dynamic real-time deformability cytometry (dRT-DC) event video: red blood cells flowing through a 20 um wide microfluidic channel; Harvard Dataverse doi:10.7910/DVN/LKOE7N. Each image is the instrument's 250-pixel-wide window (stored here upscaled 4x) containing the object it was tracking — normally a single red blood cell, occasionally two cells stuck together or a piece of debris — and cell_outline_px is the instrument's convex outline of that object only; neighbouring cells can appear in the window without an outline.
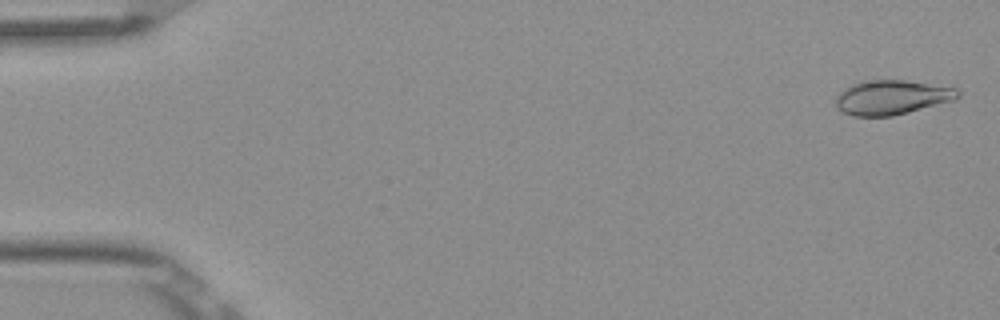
{"species": "Egyptian fruit bat (a non-hibernating species)", "species_latin": "Rousettus aegyptiacus", "temperature_condition": "room temperature", "stored_images_in_passage": 5, "camera_frame_rate_fps": 3000, "um_per_image_px": 0.085, "frame": {"image": 1, "passage_image": 1, "time_ms": 0.0, "image_size_px": [1000, 320], "cell_outline_px": [[960, 96], [956, 100], [892, 116], [852, 116], [836, 108], [836, 96], [840, 92], [852, 84], [860, 80], [904, 80], [956, 88], [960, 92]], "centroid_in_image_um": [75.8, 8.27], "position_along_channel_um": 9.2, "area_um2": 24.57}}